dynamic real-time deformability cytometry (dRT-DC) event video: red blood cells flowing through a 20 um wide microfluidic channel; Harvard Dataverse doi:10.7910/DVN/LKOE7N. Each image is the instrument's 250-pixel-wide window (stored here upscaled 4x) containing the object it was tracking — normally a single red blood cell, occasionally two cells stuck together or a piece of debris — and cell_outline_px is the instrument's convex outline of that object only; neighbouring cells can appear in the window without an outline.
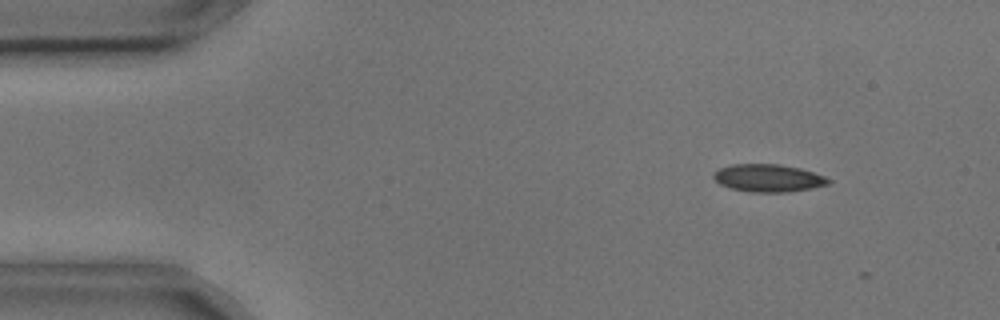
{"species": "common noctule bat (a hibernating species)", "species_latin": "Nyctalus noctula", "temperature_condition": "cold", "stored_images_in_passage": 6, "camera_frame_rate_fps": 3000, "um_per_image_px": 0.085, "animal": {"sex": "male", "body_mass_g": 17.9, "forearm_length_mm": 54.2}, "frame": {"image": 1, "passage_image": 4, "time_ms": 1.0, "image_size_px": [1000, 320], "cell_outline_px": [[832, 180], [828, 184], [812, 188], [788, 192], [752, 192], [732, 188], [720, 184], [712, 176], [720, 168], [732, 164], [780, 164], [800, 168], [824, 176]], "centroid_in_image_um": [65.32, 15.13], "position_along_channel_um": 19.7, "area_um2": 18.32}}